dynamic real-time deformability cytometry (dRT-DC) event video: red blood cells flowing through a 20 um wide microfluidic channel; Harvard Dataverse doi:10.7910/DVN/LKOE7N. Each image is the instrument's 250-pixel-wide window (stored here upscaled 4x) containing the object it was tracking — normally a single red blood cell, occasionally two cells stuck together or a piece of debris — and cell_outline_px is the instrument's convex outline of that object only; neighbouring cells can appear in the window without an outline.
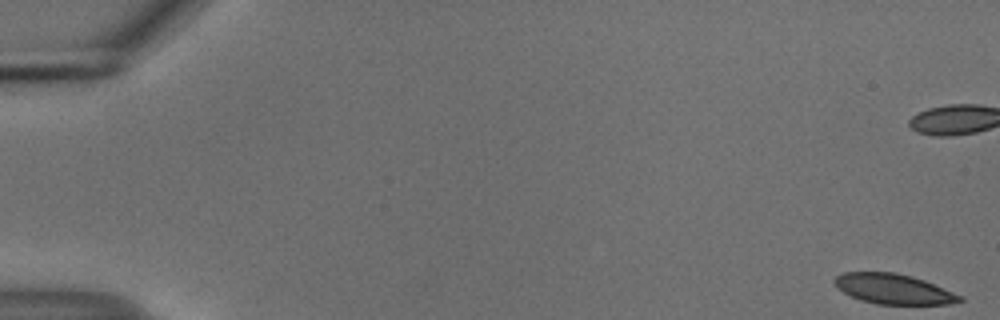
{"species": "common noctule bat (a hibernating species)", "species_latin": "Nyctalus noctula", "temperature_condition": "cold", "stored_images_in_passage": 56, "camera_frame_rate_fps": 3000, "um_per_image_px": 0.085, "animal": {"sex": "male", "body_mass_g": 18.8}, "frame": {"image": 1, "passage_image": 1, "time_ms": 0.0, "image_size_px": [1000, 320], "cell_outline_px": [[964, 300], [948, 304], [876, 304], [860, 300], [836, 288], [832, 280], [836, 276], [844, 272], [896, 272], [912, 276], [924, 280], [964, 296]], "centroid_in_image_um": [75.94, 24.56], "position_along_channel_um": 9.1, "area_um2": 22.08}, "authors_computed_cell_mechanics": {"area_um2": 23.6113, "velocity_mm_per_s": 3.7181, "shape_relaxation_time_tau1_ms": 3.854, "shape_relaxation_time_tau2_ms": 4.6347, "deformation_change_tau1": 0.118, "deformation_change_tau2": 0.0848}}